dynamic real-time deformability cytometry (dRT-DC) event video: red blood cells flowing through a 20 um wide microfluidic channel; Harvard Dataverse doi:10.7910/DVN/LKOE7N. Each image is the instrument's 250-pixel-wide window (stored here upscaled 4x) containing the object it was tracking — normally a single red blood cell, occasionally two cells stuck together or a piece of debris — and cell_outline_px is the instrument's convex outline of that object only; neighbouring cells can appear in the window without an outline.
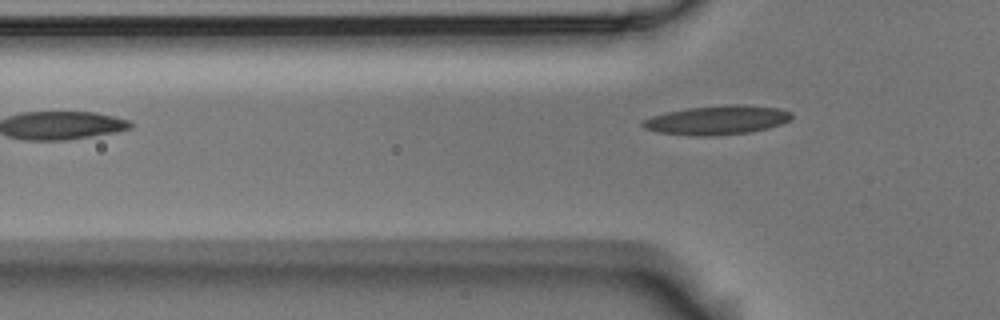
{"species": "Egyptian fruit bat (a non-hibernating species)", "species_latin": "Rousettus aegyptiacus", "temperature_condition": "room temperature", "stored_images_in_passage": 5, "camera_frame_rate_fps": 3000, "um_per_image_px": 0.085, "animal": {"sex": "male"}, "frame": {"image": 1, "passage_image": 5, "time_ms": 1.333, "image_size_px": [1000, 320], "cell_outline_px": [[792, 120], [768, 128], [748, 132], [712, 136], [692, 136], [660, 132], [644, 128], [640, 124], [644, 120], [652, 116], [668, 112], [688, 108], [732, 104], [736, 104], [780, 108], [792, 112]], "centroid_in_image_um": [60.99, 10.21], "position_along_channel_um": 64.8, "area_um2": 25.09}}